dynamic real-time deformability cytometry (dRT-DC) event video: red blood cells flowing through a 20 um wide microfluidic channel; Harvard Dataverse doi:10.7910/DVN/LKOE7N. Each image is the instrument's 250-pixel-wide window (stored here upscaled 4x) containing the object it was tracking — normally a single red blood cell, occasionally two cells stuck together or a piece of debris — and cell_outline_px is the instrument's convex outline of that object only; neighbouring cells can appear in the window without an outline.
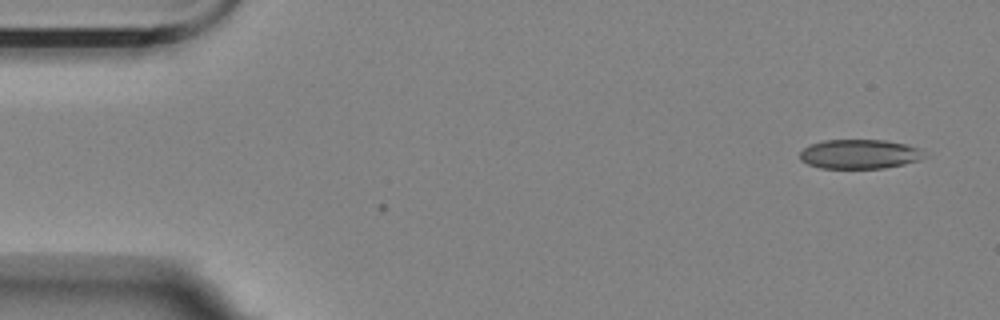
{"species": "Egyptian fruit bat (a non-hibernating species)", "species_latin": "Rousettus aegyptiacus", "temperature_condition": "room temperature", "stored_images_in_passage": 3, "camera_frame_rate_fps": 3000, "um_per_image_px": 0.085, "animal": {"sex": "female"}, "frame": {"image": 1, "passage_image": 3, "time_ms": 2.333, "image_size_px": [1000, 320], "cell_outline_px": [[928, 156], [920, 160], [904, 164], [884, 168], [820, 168], [808, 164], [800, 160], [800, 152], [808, 144], [824, 140], [884, 140], [908, 144], [924, 148]], "centroid_in_image_um": [73.13, 13.09], "position_along_channel_um": 11.9, "area_um2": 21.73}}